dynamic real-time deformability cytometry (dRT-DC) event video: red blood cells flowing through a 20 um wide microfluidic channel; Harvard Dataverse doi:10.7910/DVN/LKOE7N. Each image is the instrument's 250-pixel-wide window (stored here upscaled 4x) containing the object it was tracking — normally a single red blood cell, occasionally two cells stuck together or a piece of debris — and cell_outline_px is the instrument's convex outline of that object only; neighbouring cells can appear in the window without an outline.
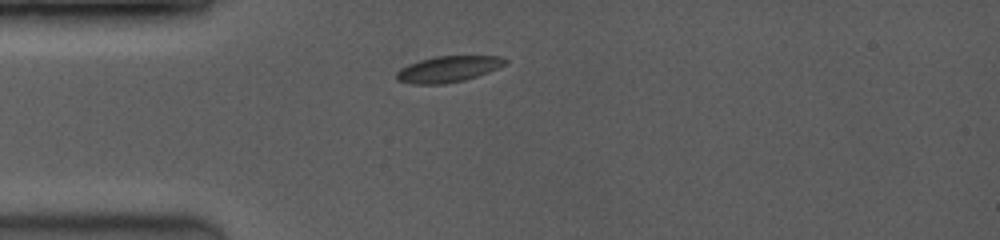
{"species": "common noctule bat (a hibernating species)", "species_latin": "Nyctalus noctula", "temperature_condition": "room temperature", "stored_images_in_passage": 8, "camera_frame_rate_fps": 3500, "um_per_image_px": 0.085, "animal": {"sex": "female", "body_mass_g": 19.0, "forearm_length_mm": 53.3}, "frame": {"image": 1, "passage_image": 1, "time_ms": 0.0, "image_size_px": [1000, 240], "cell_outline_px": [[508, 64], [488, 72], [464, 80], [444, 84], [412, 84], [396, 80], [396, 72], [400, 68], [408, 64], [420, 60], [436, 56], [500, 56], [508, 60]], "centroid_in_image_um": [38.09, 5.87], "position_along_channel_um": 46.9, "area_um2": 16.59}}
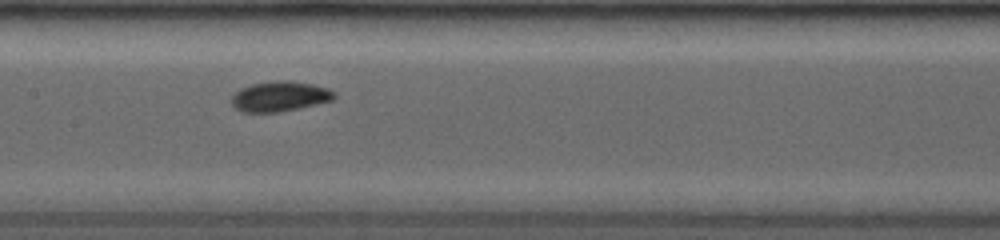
{"frame": {"image": 2, "passage_image": 5, "time_ms": 3.714, "image_size_px": [1000, 240], "cell_outline_px": [[336, 96], [332, 100], [300, 108], [280, 112], [240, 112], [232, 104], [232, 96], [240, 88], [252, 84], [280, 80], [284, 80], [312, 84], [328, 88], [336, 92]], "centroid_in_image_um": [23.79, 8.2], "position_along_channel_um": 183.6, "area_um2": 17.98}}
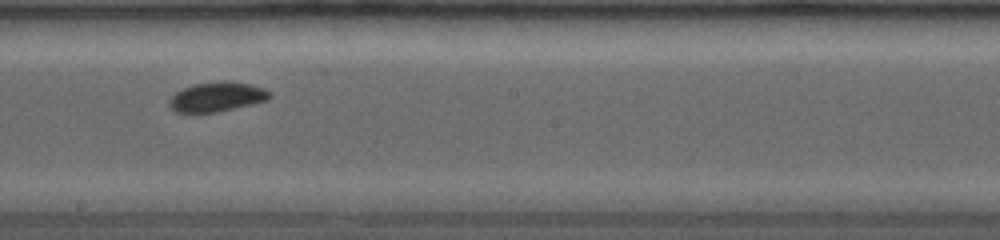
{"frame": {"image": 3, "passage_image": 6, "time_ms": 4.857, "image_size_px": [1000, 240], "cell_outline_px": [[272, 96], [268, 100], [220, 112], [176, 112], [168, 104], [168, 100], [176, 92], [192, 84], [252, 84], [264, 88], [272, 92]], "centroid_in_image_um": [18.46, 8.28], "position_along_channel_um": 229.7, "area_um2": 16.65}}